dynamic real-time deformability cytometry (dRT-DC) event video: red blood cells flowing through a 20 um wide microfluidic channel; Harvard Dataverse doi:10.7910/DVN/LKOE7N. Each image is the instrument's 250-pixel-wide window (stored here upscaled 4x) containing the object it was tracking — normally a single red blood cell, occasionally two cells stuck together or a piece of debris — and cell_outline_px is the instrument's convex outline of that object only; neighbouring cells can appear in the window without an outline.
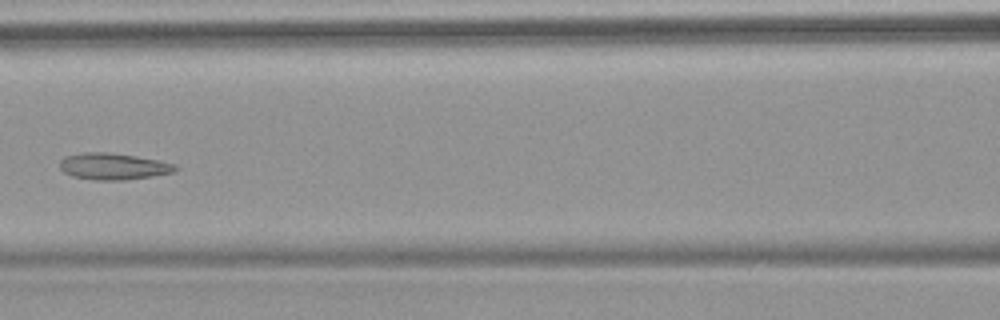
{"species": "common noctule bat (a hibernating species)", "species_latin": "Nyctalus noctula", "temperature_condition": "warm", "stored_images_in_passage": 8, "camera_frame_rate_fps": 3000, "um_per_image_px": 0.085, "animal": {"sex": "female", "body_mass_g": 18.4}, "frame": {"image": 1, "passage_image": 7, "time_ms": 7.333, "image_size_px": [1000, 320], "cell_outline_px": [[180, 168], [172, 172], [152, 176], [124, 180], [96, 180], [72, 176], [64, 172], [60, 168], [60, 160], [64, 156], [80, 152], [108, 152], [136, 156], [160, 160], [176, 164]], "centroid_in_image_um": [9.63, 14.13], "position_along_channel_um": 157.0, "area_um2": 18.03}}
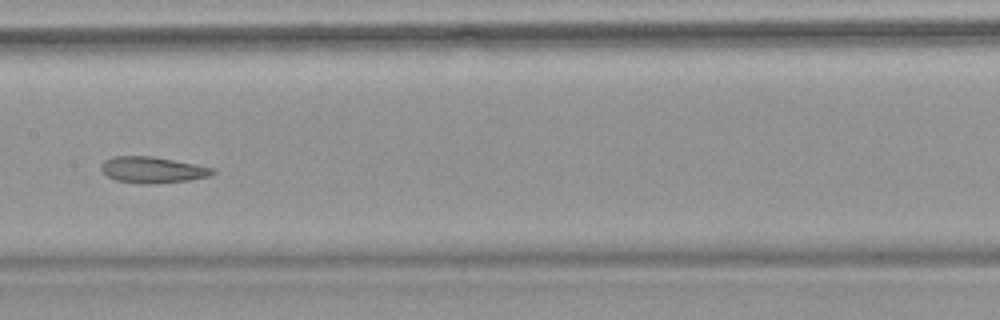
{"frame": {"image": 2, "passage_image": 8, "time_ms": 8.333, "image_size_px": [1000, 320], "cell_outline_px": [[216, 172], [212, 176], [188, 180], [156, 184], [140, 184], [116, 180], [108, 176], [100, 168], [100, 164], [104, 160], [112, 156], [152, 156], [196, 164], [216, 168]], "centroid_in_image_um": [12.99, 14.44], "position_along_channel_um": 194.4, "area_um2": 17.28}}